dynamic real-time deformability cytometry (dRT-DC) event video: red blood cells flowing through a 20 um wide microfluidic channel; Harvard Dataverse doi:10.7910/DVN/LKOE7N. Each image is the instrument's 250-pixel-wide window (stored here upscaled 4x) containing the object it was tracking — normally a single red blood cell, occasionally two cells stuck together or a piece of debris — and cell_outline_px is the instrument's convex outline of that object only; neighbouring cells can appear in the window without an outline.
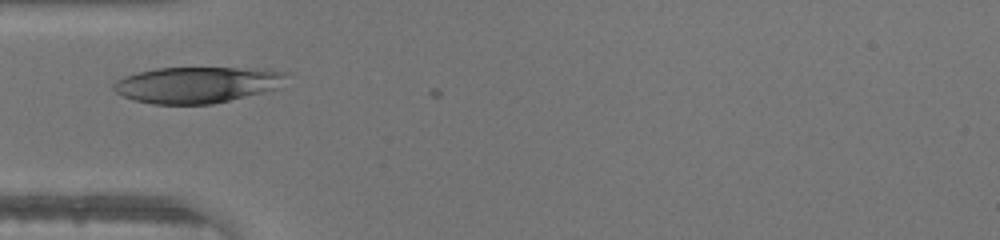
{"species": "human", "species_latin": "Homo sapiens", "temperature_condition": "warm", "stored_images_in_passage": 24, "camera_frame_rate_fps": 3000, "um_per_image_px": 0.085, "donor": {"sex": "male"}, "frame": {"image": 1, "passage_image": 1, "time_ms": 0.0, "image_size_px": [1000, 240], "cell_outline_px": [[288, 76], [276, 88], [212, 104], [152, 104], [132, 100], [116, 92], [112, 88], [112, 84], [116, 80], [124, 76], [156, 68], [264, 68], [288, 72]], "centroid_in_image_um": [16.72, 7.19], "position_along_channel_um": 68.3, "area_um2": 36.3}}
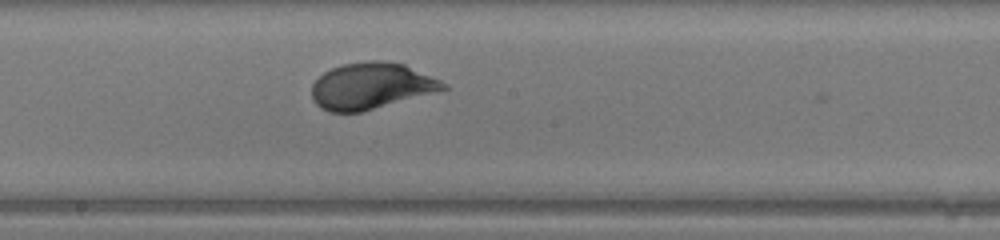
{"frame": {"image": 2, "passage_image": 11, "time_ms": 3.333, "image_size_px": [1000, 240], "cell_outline_px": [[448, 88], [360, 112], [328, 112], [320, 108], [312, 100], [312, 84], [324, 72], [332, 68], [344, 64], [372, 60], [380, 60], [404, 64], [440, 80], [448, 84]], "centroid_in_image_um": [31.5, 7.3], "position_along_channel_um": 216.7, "area_um2": 35.08}}
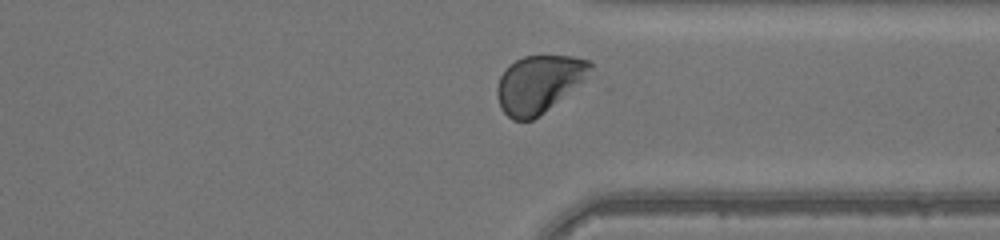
{"frame": {"image": 3, "passage_image": 21, "time_ms": 6.667, "image_size_px": [1000, 240], "cell_outline_px": [[592, 68], [584, 80], [580, 84], [544, 112], [532, 120], [512, 120], [500, 108], [496, 96], [496, 88], [500, 76], [516, 60], [524, 56], [572, 56], [588, 60], [592, 64]], "centroid_in_image_um": [45.79, 7.15], "position_along_channel_um": 365.6, "area_um2": 30.87}}